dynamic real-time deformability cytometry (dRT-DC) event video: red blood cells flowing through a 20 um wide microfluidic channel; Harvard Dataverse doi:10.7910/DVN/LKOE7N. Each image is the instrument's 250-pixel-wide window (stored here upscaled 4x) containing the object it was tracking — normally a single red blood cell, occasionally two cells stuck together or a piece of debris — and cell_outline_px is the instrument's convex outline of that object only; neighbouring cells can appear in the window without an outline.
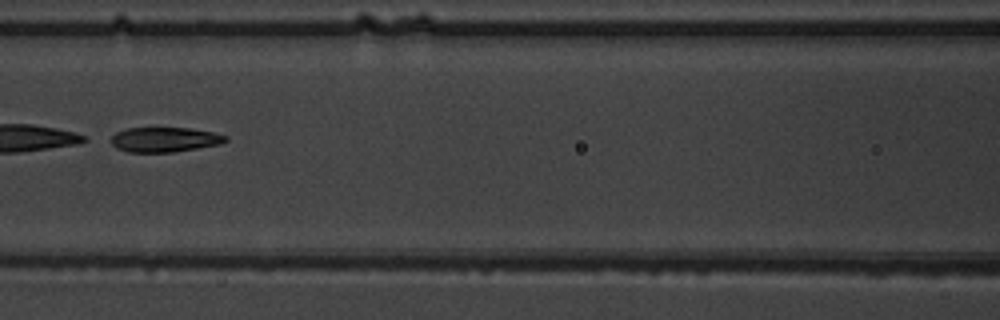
{"species": "common noctule bat (a hibernating species)", "species_latin": "Nyctalus noctula", "temperature_condition": "warm", "stored_images_in_passage": 8, "camera_frame_rate_fps": 3000, "um_per_image_px": 0.085, "animal": {"sex": "male", "body_mass_g": 19.5, "forearm_length_mm": 54.6}, "frame": {"image": 1, "passage_image": 7, "time_ms": 7.0, "image_size_px": [1000, 320], "cell_outline_px": [[228, 140], [220, 144], [172, 152], [128, 152], [116, 148], [112, 144], [112, 136], [116, 132], [128, 128], [188, 128], [212, 132], [228, 136]], "centroid_in_image_um": [13.99, 11.86], "position_along_channel_um": 152.6, "area_um2": 16.42}}
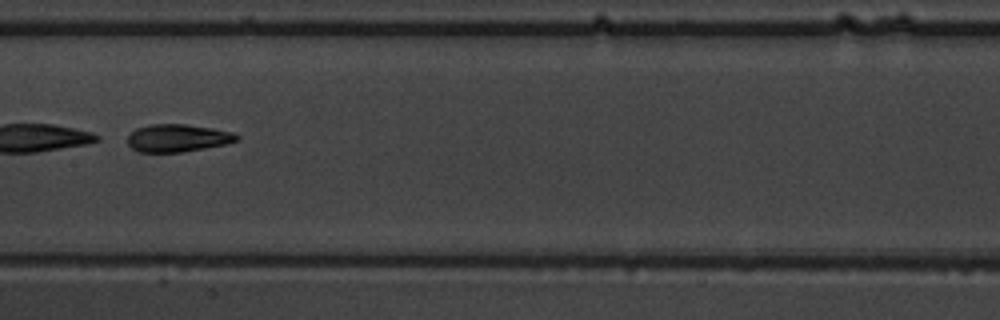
{"frame": {"image": 2, "passage_image": 8, "time_ms": 8.0, "image_size_px": [1000, 320], "cell_outline_px": [[240, 140], [224, 144], [204, 148], [180, 152], [140, 152], [132, 148], [128, 144], [128, 136], [136, 128], [152, 124], [184, 124], [212, 128], [232, 132], [240, 136]], "centroid_in_image_um": [15.11, 11.73], "position_along_channel_um": 192.3, "area_um2": 17.46}}